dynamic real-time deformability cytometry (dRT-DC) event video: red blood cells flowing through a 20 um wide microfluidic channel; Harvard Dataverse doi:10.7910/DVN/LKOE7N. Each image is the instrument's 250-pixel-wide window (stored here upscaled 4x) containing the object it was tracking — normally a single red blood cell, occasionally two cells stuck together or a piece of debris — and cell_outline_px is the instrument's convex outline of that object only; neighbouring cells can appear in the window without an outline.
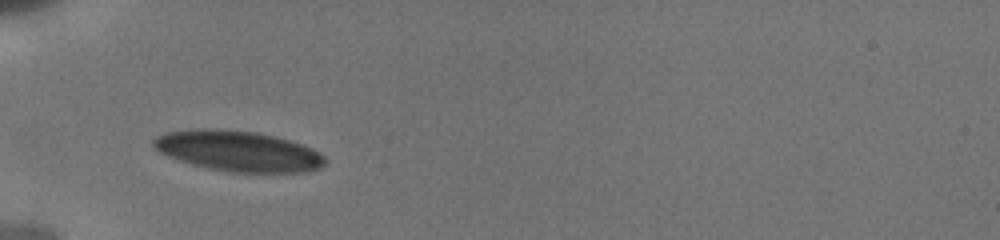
{"species": "human", "species_latin": "Homo sapiens", "temperature_condition": "cold", "stored_images_in_passage": 8, "camera_frame_rate_fps": 3000, "um_per_image_px": 0.085, "donor": {"sex": "male"}, "frame": {"image": 1, "passage_image": 1, "time_ms": 0.0, "image_size_px": [1000, 240], "cell_outline_px": [[328, 160], [320, 168], [300, 172], [228, 172], [208, 168], [192, 164], [168, 156], [160, 152], [152, 144], [152, 140], [156, 136], [164, 132], [192, 128], [216, 128], [256, 132], [276, 136], [312, 148], [324, 156]], "centroid_in_image_um": [20.21, 12.82], "position_along_channel_um": 64.8, "area_um2": 40.63}}
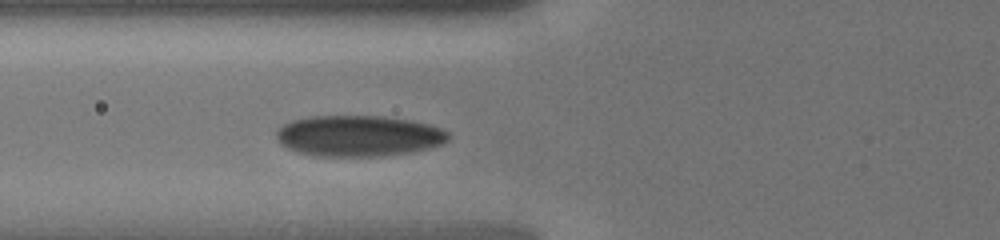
{"frame": {"image": 2, "passage_image": 6, "time_ms": 1.0, "image_size_px": [1000, 240], "cell_outline_px": [[448, 140], [444, 144], [412, 152], [380, 156], [312, 156], [288, 148], [280, 144], [276, 140], [276, 132], [284, 124], [292, 120], [312, 116], [384, 116], [412, 120], [428, 124], [440, 128], [448, 132]], "centroid_in_image_um": [30.48, 11.55], "position_along_channel_um": 95.3, "area_um2": 41.21}}